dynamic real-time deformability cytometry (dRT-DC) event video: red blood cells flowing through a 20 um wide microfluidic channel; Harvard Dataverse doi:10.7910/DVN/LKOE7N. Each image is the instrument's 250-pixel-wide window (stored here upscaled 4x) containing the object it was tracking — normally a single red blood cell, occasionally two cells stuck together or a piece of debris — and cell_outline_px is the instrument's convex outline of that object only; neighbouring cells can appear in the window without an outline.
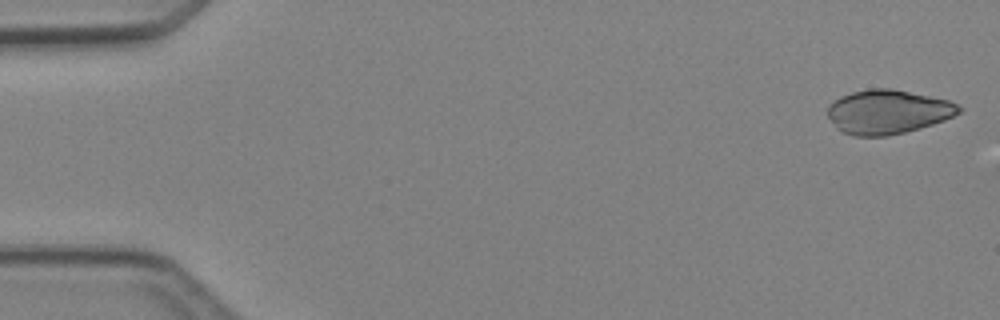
{"species": "Egyptian fruit bat (a non-hibernating species)", "species_latin": "Rousettus aegyptiacus", "temperature_condition": "cold", "stored_images_in_passage": 6, "camera_frame_rate_fps": 3000, "um_per_image_px": 0.085, "animal": {"sex": "female"}, "frame": {"image": 1, "passage_image": 1, "time_ms": 0.0, "image_size_px": [1000, 320], "cell_outline_px": [[964, 108], [960, 112], [944, 120], [920, 128], [888, 136], [852, 136], [840, 132], [836, 128], [828, 116], [828, 108], [840, 96], [852, 92], [868, 88], [892, 88], [948, 100]], "centroid_in_image_um": [75.45, 9.51], "position_along_channel_um": 9.5, "area_um2": 33.7}}